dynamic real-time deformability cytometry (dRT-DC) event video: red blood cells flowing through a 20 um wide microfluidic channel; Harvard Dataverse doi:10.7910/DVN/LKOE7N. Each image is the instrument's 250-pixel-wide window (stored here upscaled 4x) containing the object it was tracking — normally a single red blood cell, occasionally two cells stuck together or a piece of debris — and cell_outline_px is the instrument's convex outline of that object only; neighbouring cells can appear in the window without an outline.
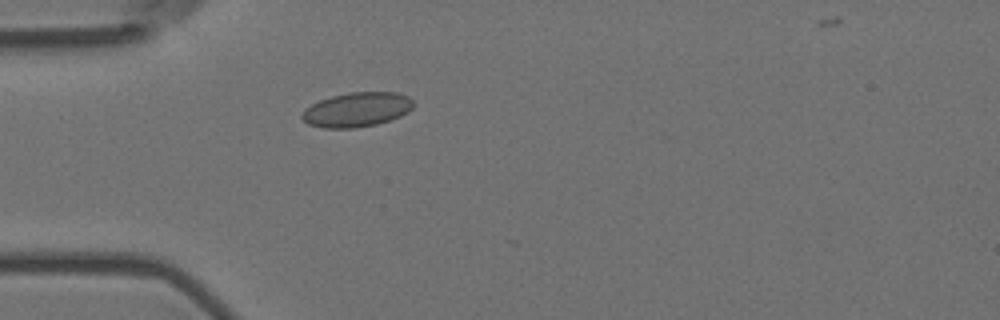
{"species": "Egyptian fruit bat (a non-hibernating species)", "species_latin": "Rousettus aegyptiacus", "temperature_condition": "room temperature", "stored_images_in_passage": 4, "camera_frame_rate_fps": 3000, "um_per_image_px": 0.085, "animal": {"sex": "female"}, "frame": {"image": 1, "passage_image": 3, "time_ms": 0.667, "image_size_px": [1000, 320], "cell_outline_px": [[412, 108], [408, 112], [400, 116], [376, 124], [356, 128], [324, 128], [308, 124], [300, 116], [304, 108], [320, 100], [332, 96], [348, 92], [396, 92], [408, 96], [412, 100]], "centroid_in_image_um": [30.31, 9.31], "position_along_channel_um": 54.7, "area_um2": 22.37}}